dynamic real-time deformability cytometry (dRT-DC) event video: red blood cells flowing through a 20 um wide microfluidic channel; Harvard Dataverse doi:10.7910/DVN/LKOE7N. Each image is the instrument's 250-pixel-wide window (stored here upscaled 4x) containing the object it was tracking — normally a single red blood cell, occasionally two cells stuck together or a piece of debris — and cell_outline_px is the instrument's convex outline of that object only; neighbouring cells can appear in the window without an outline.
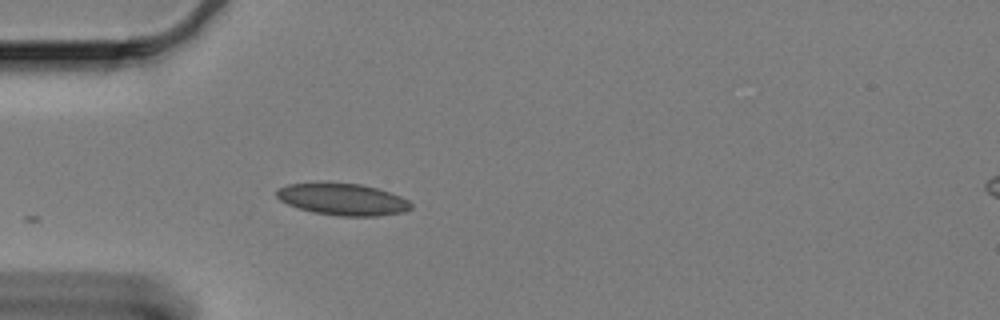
{"species": "Egyptian fruit bat (a non-hibernating species)", "species_latin": "Rousettus aegyptiacus", "temperature_condition": "cold", "stored_images_in_passage": 12, "camera_frame_rate_fps": 3000, "um_per_image_px": 0.085, "animal": {"sex": "female"}, "frame": {"image": 1, "passage_image": 1, "time_ms": 0.0, "image_size_px": [1000, 320], "cell_outline_px": [[412, 208], [404, 212], [376, 216], [340, 216], [312, 212], [288, 204], [280, 200], [276, 196], [276, 188], [288, 184], [360, 184], [376, 188], [400, 196], [408, 200], [412, 204]], "centroid_in_image_um": [29.14, 16.96], "position_along_channel_um": 55.9, "area_um2": 24.45}}
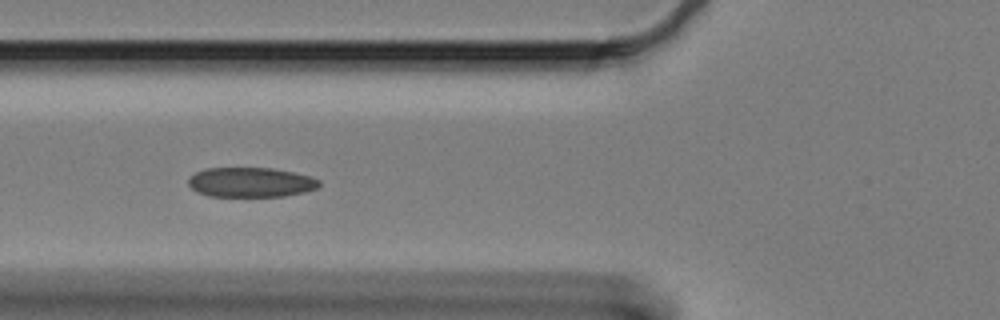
{"frame": {"image": 2, "passage_image": 6, "time_ms": 1.667, "image_size_px": [1000, 320], "cell_outline_px": [[320, 184], [316, 188], [304, 192], [284, 196], [208, 196], [196, 192], [188, 184], [188, 180], [196, 172], [204, 168], [272, 168], [292, 172], [308, 176], [320, 180]], "centroid_in_image_um": [21.29, 15.49], "position_along_channel_um": 104.5, "area_um2": 22.54}}
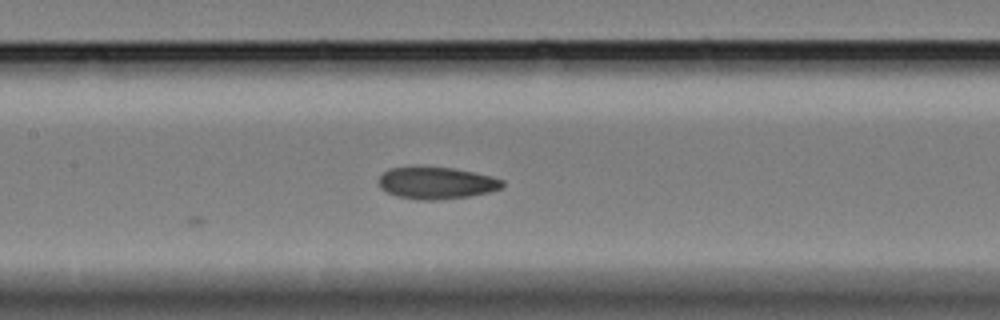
{"frame": {"image": 3, "passage_image": 12, "time_ms": 3.667, "image_size_px": [1000, 320], "cell_outline_px": [[504, 184], [500, 188], [488, 192], [468, 196], [436, 200], [420, 200], [396, 196], [380, 188], [380, 176], [388, 168], [452, 168], [492, 176], [504, 180]], "centroid_in_image_um": [37.11, 15.57], "position_along_channel_um": 170.3, "area_um2": 22.54}}